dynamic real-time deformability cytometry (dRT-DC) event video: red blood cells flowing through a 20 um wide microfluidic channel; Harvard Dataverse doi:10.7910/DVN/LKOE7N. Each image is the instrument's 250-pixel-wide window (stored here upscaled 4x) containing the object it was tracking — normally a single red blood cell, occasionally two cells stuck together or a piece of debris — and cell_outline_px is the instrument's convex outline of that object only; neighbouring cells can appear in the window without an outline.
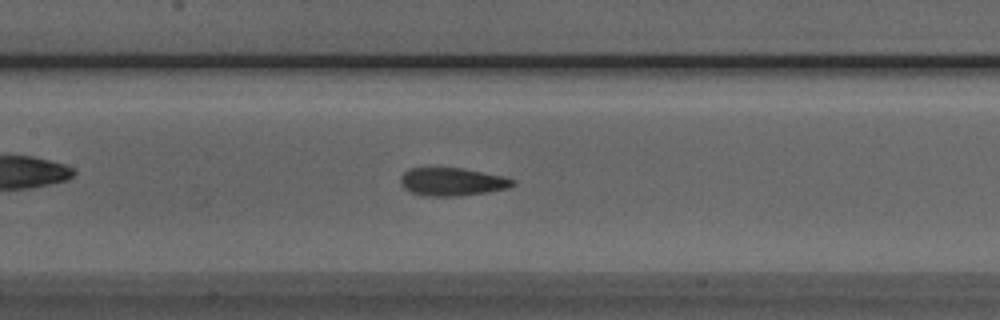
{"species": "Egyptian fruit bat (a non-hibernating species)", "species_latin": "Rousettus aegyptiacus", "temperature_condition": "room temperature", "stored_images_in_passage": 50, "camera_frame_rate_fps": 3000, "um_per_image_px": 0.085, "animal": {"sex": "male"}, "frame": {"image": 1, "passage_image": 22, "time_ms": 7.0, "image_size_px": [1000, 320], "cell_outline_px": [[516, 184], [508, 188], [488, 192], [456, 196], [424, 196], [412, 192], [404, 188], [400, 184], [400, 176], [408, 168], [464, 168], [504, 176], [516, 180]], "centroid_in_image_um": [38.45, 15.44], "position_along_channel_um": 169.0, "area_um2": 18.5}}
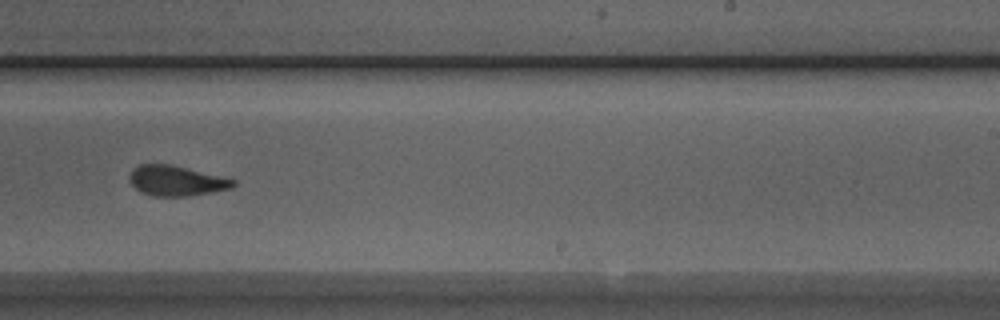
{"frame": {"image": 2, "passage_image": 30, "time_ms": 9.667, "image_size_px": [1000, 320], "cell_outline_px": [[236, 184], [232, 188], [212, 192], [188, 196], [152, 196], [140, 192], [128, 180], [128, 176], [132, 168], [140, 164], [172, 164], [236, 180]], "centroid_in_image_um": [14.95, 15.36], "position_along_channel_um": 274.0, "area_um2": 18.38}}
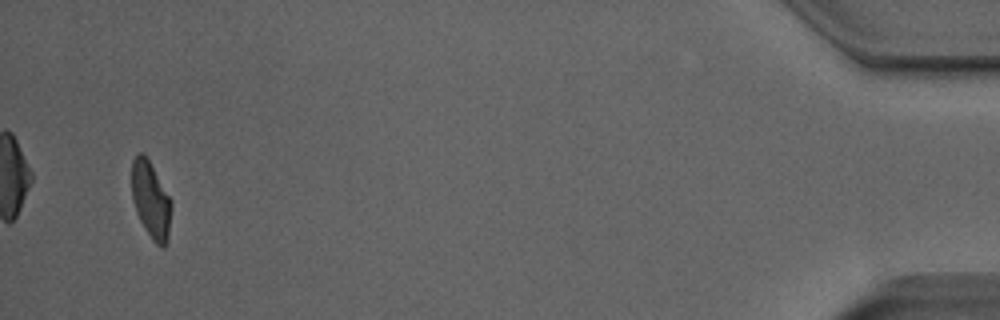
{"frame": {"image": 3, "passage_image": 48, "time_ms": 15.667, "image_size_px": [1000, 320], "cell_outline_px": [[172, 204], [168, 236], [164, 248], [160, 248], [152, 240], [144, 228], [136, 212], [132, 196], [132, 160], [140, 152], [144, 152], [172, 200]], "centroid_in_image_um": [12.83, 17.01], "position_along_channel_um": 422.4, "area_um2": 17.74}, "authors_computed_cell_mechanics": {"area_um2": 18.9584, "velocity_mm_per_s": 3.9542, "shape_relaxation_time_tau1_ms": 3.7308, "shape_relaxation_time_tau2_ms": 0.7687, "deformation_change_tau1": 0.1493, "deformation_change_tau2": 0.0718}}